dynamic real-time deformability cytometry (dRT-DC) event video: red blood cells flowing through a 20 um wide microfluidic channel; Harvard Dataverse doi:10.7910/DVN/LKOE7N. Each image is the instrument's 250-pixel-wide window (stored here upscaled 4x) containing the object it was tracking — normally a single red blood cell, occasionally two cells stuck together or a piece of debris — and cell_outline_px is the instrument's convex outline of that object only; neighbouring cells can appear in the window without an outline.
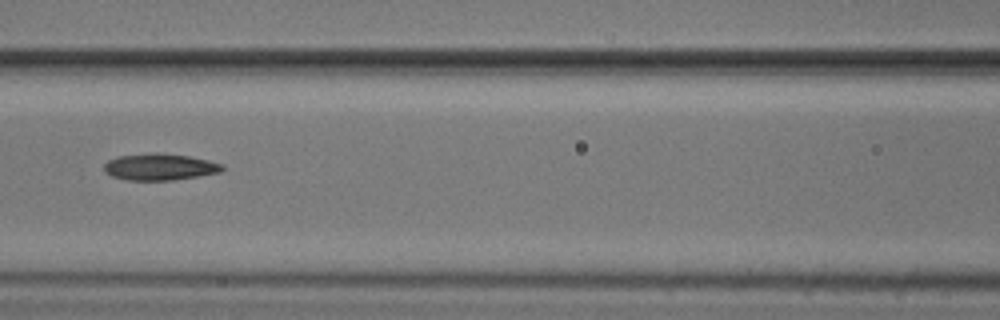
{"species": "common noctule bat (a hibernating species)", "species_latin": "Nyctalus noctula", "temperature_condition": "cold", "stored_images_in_passage": 9, "camera_frame_rate_fps": 3000, "um_per_image_px": 0.085, "animal": {"sex": "male", "body_mass_g": 20.5, "forearm_length_mm": 52.5}, "frame": {"image": 1, "passage_image": 6, "time_ms": 6.667, "image_size_px": [1000, 320], "cell_outline_px": [[224, 168], [220, 172], [172, 180], [128, 180], [112, 176], [104, 172], [104, 164], [108, 160], [116, 156], [152, 152], [156, 152], [188, 156], [208, 160], [224, 164]], "centroid_in_image_um": [13.54, 14.17], "position_along_channel_um": 153.1, "area_um2": 18.38}}
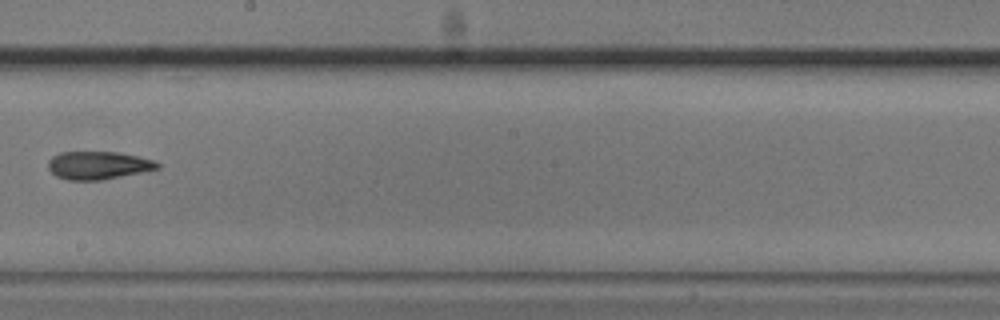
{"frame": {"image": 2, "passage_image": 8, "time_ms": 9.0, "image_size_px": [1000, 320], "cell_outline_px": [[160, 168], [100, 180], [68, 180], [56, 176], [48, 168], [48, 160], [52, 156], [60, 152], [116, 152], [140, 156], [156, 160], [160, 164]], "centroid_in_image_um": [8.35, 14.04], "position_along_channel_um": 239.9, "area_um2": 17.8}}
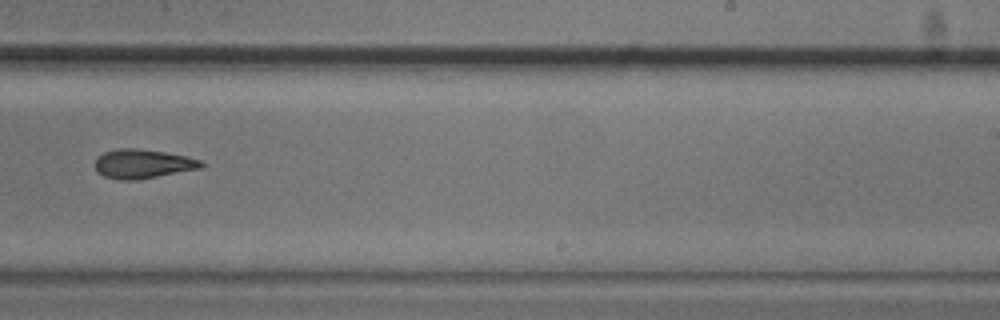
{"frame": {"image": 3, "passage_image": 9, "time_ms": 10.0, "image_size_px": [1000, 320], "cell_outline_px": [[204, 164], [200, 168], [136, 180], [120, 180], [104, 176], [96, 172], [96, 156], [104, 152], [120, 148], [136, 148], [164, 152], [184, 156], [200, 160]], "centroid_in_image_um": [12.08, 13.92], "position_along_channel_um": 276.9, "area_um2": 17.8}}